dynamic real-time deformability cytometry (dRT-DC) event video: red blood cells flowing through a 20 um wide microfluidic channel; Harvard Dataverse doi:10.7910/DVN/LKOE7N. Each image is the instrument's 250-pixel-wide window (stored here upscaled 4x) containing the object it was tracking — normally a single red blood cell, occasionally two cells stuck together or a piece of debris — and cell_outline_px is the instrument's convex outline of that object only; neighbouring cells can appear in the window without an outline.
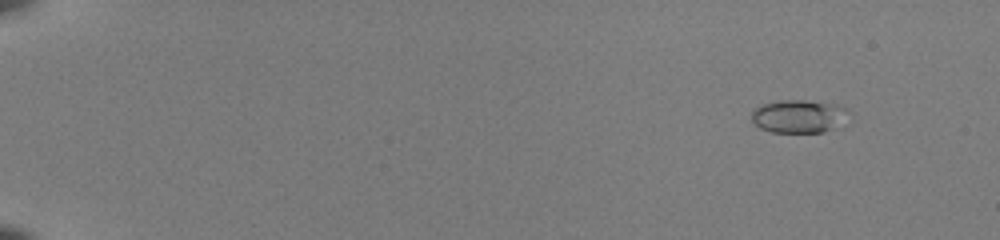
{"species": "common noctule bat (a hibernating species)", "species_latin": "Nyctalus noctula", "temperature_condition": "room temperature", "stored_images_in_passage": 54, "camera_frame_rate_fps": 3000, "um_per_image_px": 0.085, "animal": {"sex": "female", "body_mass_g": 22.0, "forearm_length_mm": 56.7}, "frame": {"image": 1, "passage_image": 6, "time_ms": 1.667, "image_size_px": [1000, 240], "cell_outline_px": [[852, 112], [832, 128], [824, 132], [772, 132], [760, 128], [752, 120], [752, 112], [760, 104], [780, 100], [804, 100], [848, 108]], "centroid_in_image_um": [67.84, 9.88], "position_along_channel_um": 17.2, "area_um2": 18.32}}
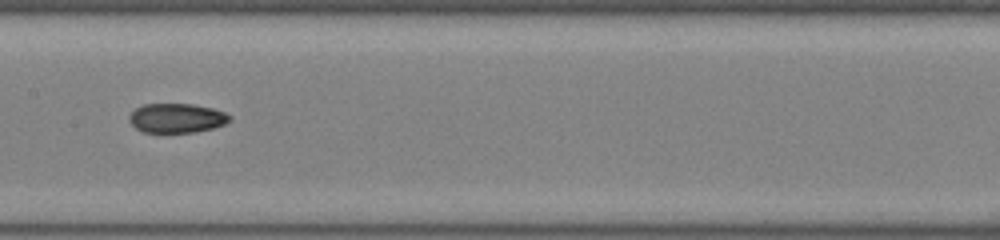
{"frame": {"image": 2, "passage_image": 31, "time_ms": 10.0, "image_size_px": [1000, 240], "cell_outline_px": [[232, 120], [224, 124], [212, 128], [196, 132], [140, 132], [128, 120], [128, 116], [136, 108], [144, 104], [192, 104], [212, 108], [224, 112], [232, 116]], "centroid_in_image_um": [15.02, 10.04], "position_along_channel_um": 192.4, "area_um2": 17.22}}
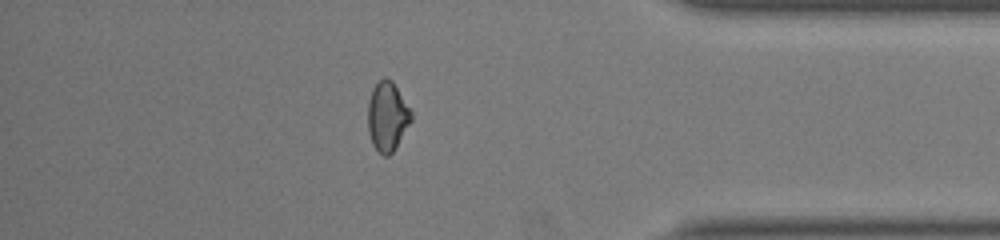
{"frame": {"image": 3, "passage_image": 48, "time_ms": 15.667, "image_size_px": [1000, 240], "cell_outline_px": [[412, 120], [392, 152], [388, 156], [384, 156], [372, 144], [368, 132], [368, 100], [372, 88], [384, 76], [392, 80], [412, 112]], "centroid_in_image_um": [32.91, 9.87], "position_along_channel_um": 402.3, "area_um2": 17.4}, "authors_computed_cell_mechanics": {"area_um2": 17.3978, "velocity_mm_per_s": 4.0246, "shape_relaxation_time_tau1_ms": null, "shape_relaxation_time_tau2_ms": 1.8242, "deformation_change_tau1": null, "deformation_change_tau2": 0.0545}}